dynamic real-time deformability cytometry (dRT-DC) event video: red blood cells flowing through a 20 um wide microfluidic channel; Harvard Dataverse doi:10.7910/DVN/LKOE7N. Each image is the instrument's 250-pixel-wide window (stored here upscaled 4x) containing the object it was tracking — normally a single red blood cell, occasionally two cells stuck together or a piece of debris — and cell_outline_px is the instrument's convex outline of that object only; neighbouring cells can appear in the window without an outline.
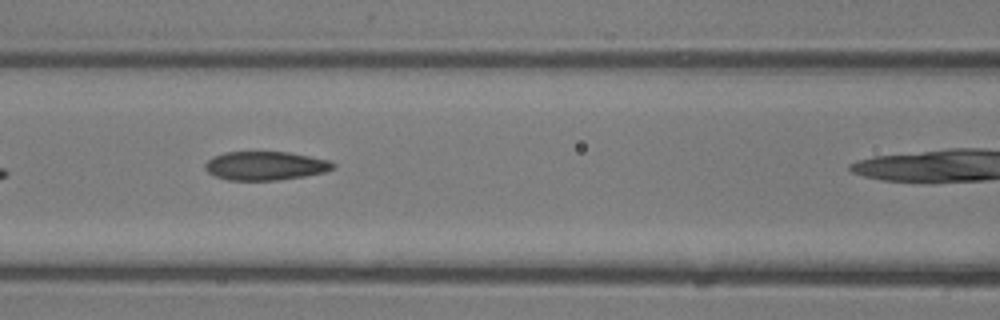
{"species": "common noctule bat (a hibernating species)", "species_latin": "Nyctalus noctula", "temperature_condition": "room temperature", "stored_images_in_passage": 10, "camera_frame_rate_fps": 3000, "um_per_image_px": 0.085, "animal": {"sex": "male", "body_mass_g": 13.3}, "frame": {"image": 1, "passage_image": 5, "time_ms": 1.333, "image_size_px": [1000, 320], "cell_outline_px": [[336, 164], [332, 168], [324, 172], [304, 176], [276, 180], [228, 180], [216, 176], [208, 172], [204, 168], [204, 164], [212, 156], [224, 152], [288, 152], [328, 160]], "centroid_in_image_um": [22.51, 14.09], "position_along_channel_um": 144.1, "area_um2": 21.27}}
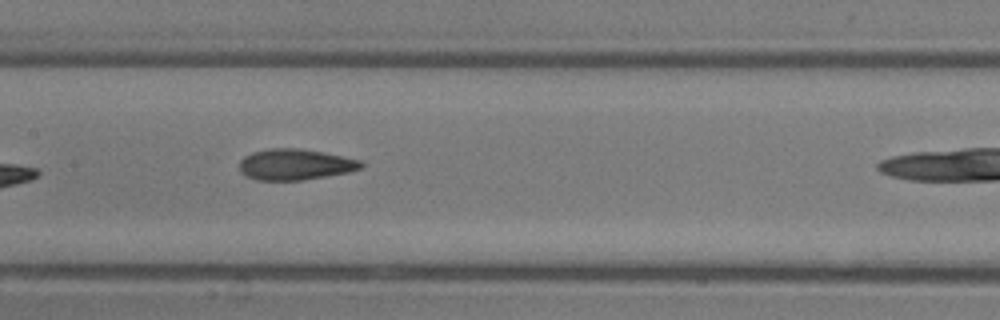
{"frame": {"image": 2, "passage_image": 7, "time_ms": 2.0, "image_size_px": [1000, 320], "cell_outline_px": [[364, 164], [360, 168], [348, 172], [300, 180], [256, 180], [240, 172], [240, 160], [244, 156], [252, 152], [268, 148], [300, 148], [324, 152], [360, 160]], "centroid_in_image_um": [25.06, 13.96], "position_along_channel_um": 182.3, "area_um2": 21.85}}
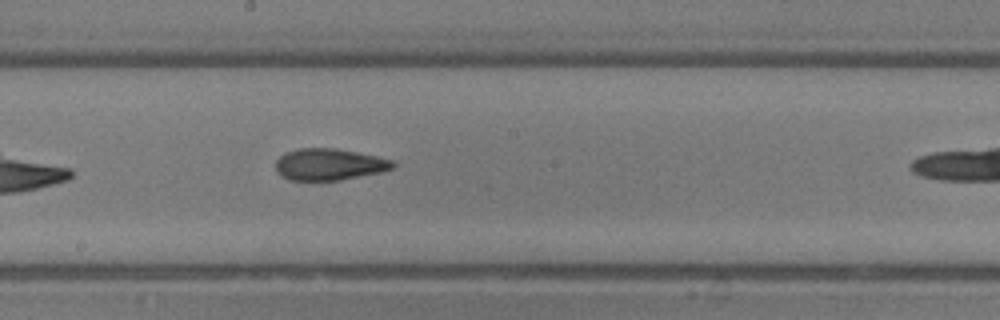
{"frame": {"image": 3, "passage_image": 9, "time_ms": 2.667, "image_size_px": [1000, 320], "cell_outline_px": [[396, 168], [384, 172], [340, 180], [288, 180], [280, 176], [276, 168], [276, 160], [284, 152], [300, 148], [336, 148], [396, 160]], "centroid_in_image_um": [28.03, 13.98], "position_along_channel_um": 220.2, "area_um2": 21.96}}